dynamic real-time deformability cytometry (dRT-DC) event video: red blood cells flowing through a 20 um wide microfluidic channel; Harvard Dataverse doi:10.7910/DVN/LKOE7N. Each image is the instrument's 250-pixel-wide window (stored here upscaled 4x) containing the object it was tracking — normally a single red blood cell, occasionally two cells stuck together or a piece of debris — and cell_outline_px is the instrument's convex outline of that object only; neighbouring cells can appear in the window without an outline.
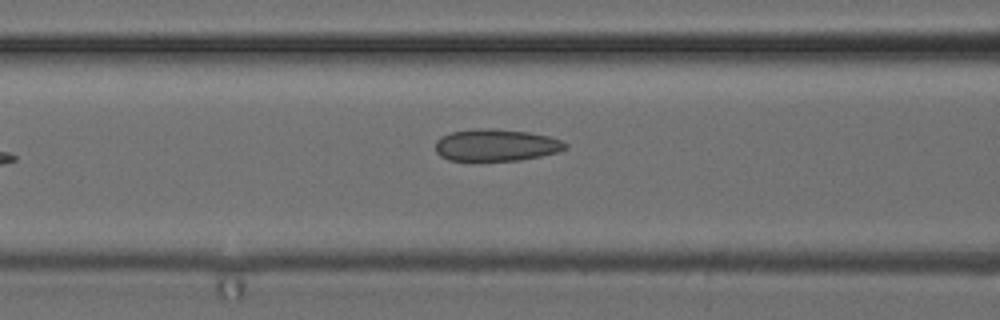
{"species": "common noctule bat (a hibernating species)", "species_latin": "Nyctalus noctula", "temperature_condition": "cold", "stored_images_in_passage": 5, "camera_frame_rate_fps": 3000, "um_per_image_px": 0.085, "animal": {"sex": "female", "body_mass_g": 24.6, "forearm_length_mm": 56.2}, "frame": {"image": 1, "passage_image": 5, "time_ms": 5.0, "image_size_px": [1000, 320], "cell_outline_px": [[568, 148], [556, 152], [540, 156], [520, 160], [448, 160], [440, 156], [436, 152], [436, 140], [440, 136], [452, 132], [476, 128], [496, 128], [528, 132], [548, 136], [564, 140], [568, 144]], "centroid_in_image_um": [42.18, 12.32], "position_along_channel_um": 124.4, "area_um2": 24.33}}